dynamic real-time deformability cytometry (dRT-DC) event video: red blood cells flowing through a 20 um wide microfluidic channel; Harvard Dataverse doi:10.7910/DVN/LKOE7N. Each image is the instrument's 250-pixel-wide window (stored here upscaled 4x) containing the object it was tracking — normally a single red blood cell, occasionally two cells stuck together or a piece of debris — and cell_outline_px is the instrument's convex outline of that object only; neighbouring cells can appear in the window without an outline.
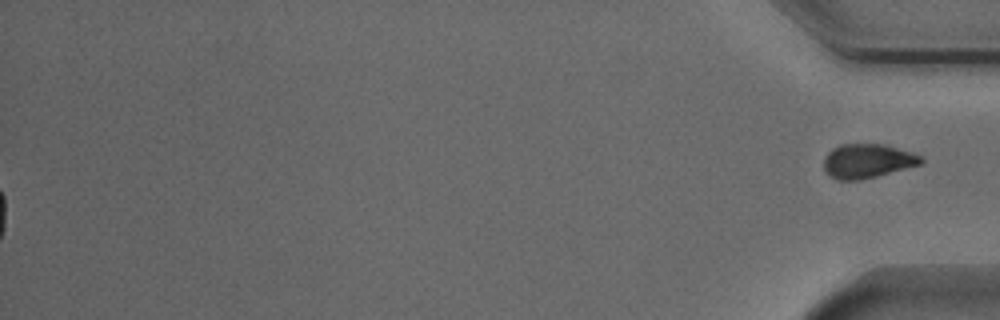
{"species": "Egyptian fruit bat (a non-hibernating species)", "species_latin": "Rousettus aegyptiacus", "temperature_condition": "cold", "stored_images_in_passage": 54, "segment_of_instrument_passage": [2, 2], "camera_frame_rate_fps": 3000, "um_per_image_px": 0.085, "animal": {"sex": "male"}, "frame": {"image": 1, "passage_image": 54, "time_ms": 17.667, "image_size_px": [1000, 320], "cell_outline_px": [[924, 160], [920, 164], [876, 176], [860, 180], [836, 180], [828, 176], [824, 172], [824, 156], [832, 148], [840, 144], [888, 144], [924, 156]], "centroid_in_image_um": [73.71, 13.67], "position_along_channel_um": 361.5, "area_um2": 19.65}}